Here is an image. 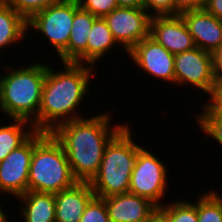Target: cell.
<instances>
[{
    "mask_svg": "<svg viewBox=\"0 0 222 222\" xmlns=\"http://www.w3.org/2000/svg\"><path fill=\"white\" fill-rule=\"evenodd\" d=\"M62 64L64 70L59 71L47 64L38 111L40 132L52 133L63 123L83 118L76 110L90 90L91 78L95 76L94 66L74 62Z\"/></svg>",
    "mask_w": 222,
    "mask_h": 222,
    "instance_id": "cell-2",
    "label": "cell"
},
{
    "mask_svg": "<svg viewBox=\"0 0 222 222\" xmlns=\"http://www.w3.org/2000/svg\"><path fill=\"white\" fill-rule=\"evenodd\" d=\"M208 102L201 104L203 111L197 116H222V83L216 84L209 94ZM210 102V103H209Z\"/></svg>",
    "mask_w": 222,
    "mask_h": 222,
    "instance_id": "cell-27",
    "label": "cell"
},
{
    "mask_svg": "<svg viewBox=\"0 0 222 222\" xmlns=\"http://www.w3.org/2000/svg\"><path fill=\"white\" fill-rule=\"evenodd\" d=\"M180 16L190 32L195 46L214 53L222 44V20L218 19L204 8L187 11Z\"/></svg>",
    "mask_w": 222,
    "mask_h": 222,
    "instance_id": "cell-13",
    "label": "cell"
},
{
    "mask_svg": "<svg viewBox=\"0 0 222 222\" xmlns=\"http://www.w3.org/2000/svg\"><path fill=\"white\" fill-rule=\"evenodd\" d=\"M133 63L144 72L161 81L174 84V54L157 43L150 36L137 43L127 53Z\"/></svg>",
    "mask_w": 222,
    "mask_h": 222,
    "instance_id": "cell-11",
    "label": "cell"
},
{
    "mask_svg": "<svg viewBox=\"0 0 222 222\" xmlns=\"http://www.w3.org/2000/svg\"><path fill=\"white\" fill-rule=\"evenodd\" d=\"M3 207L0 205V222H9L8 221V214H6V212L3 211L2 209Z\"/></svg>",
    "mask_w": 222,
    "mask_h": 222,
    "instance_id": "cell-34",
    "label": "cell"
},
{
    "mask_svg": "<svg viewBox=\"0 0 222 222\" xmlns=\"http://www.w3.org/2000/svg\"><path fill=\"white\" fill-rule=\"evenodd\" d=\"M174 16L187 11L199 10L204 8L205 0H173Z\"/></svg>",
    "mask_w": 222,
    "mask_h": 222,
    "instance_id": "cell-29",
    "label": "cell"
},
{
    "mask_svg": "<svg viewBox=\"0 0 222 222\" xmlns=\"http://www.w3.org/2000/svg\"><path fill=\"white\" fill-rule=\"evenodd\" d=\"M79 8L77 0H60L33 14L27 20V30L44 35L59 56L68 46L74 13Z\"/></svg>",
    "mask_w": 222,
    "mask_h": 222,
    "instance_id": "cell-6",
    "label": "cell"
},
{
    "mask_svg": "<svg viewBox=\"0 0 222 222\" xmlns=\"http://www.w3.org/2000/svg\"><path fill=\"white\" fill-rule=\"evenodd\" d=\"M103 18L126 53L149 36L151 16L143 7H117Z\"/></svg>",
    "mask_w": 222,
    "mask_h": 222,
    "instance_id": "cell-9",
    "label": "cell"
},
{
    "mask_svg": "<svg viewBox=\"0 0 222 222\" xmlns=\"http://www.w3.org/2000/svg\"><path fill=\"white\" fill-rule=\"evenodd\" d=\"M34 147L35 131L0 162V192L18 198L28 191L29 168Z\"/></svg>",
    "mask_w": 222,
    "mask_h": 222,
    "instance_id": "cell-10",
    "label": "cell"
},
{
    "mask_svg": "<svg viewBox=\"0 0 222 222\" xmlns=\"http://www.w3.org/2000/svg\"><path fill=\"white\" fill-rule=\"evenodd\" d=\"M118 7L142 8L143 0H116Z\"/></svg>",
    "mask_w": 222,
    "mask_h": 222,
    "instance_id": "cell-32",
    "label": "cell"
},
{
    "mask_svg": "<svg viewBox=\"0 0 222 222\" xmlns=\"http://www.w3.org/2000/svg\"><path fill=\"white\" fill-rule=\"evenodd\" d=\"M196 123L206 135L222 145V116H196Z\"/></svg>",
    "mask_w": 222,
    "mask_h": 222,
    "instance_id": "cell-25",
    "label": "cell"
},
{
    "mask_svg": "<svg viewBox=\"0 0 222 222\" xmlns=\"http://www.w3.org/2000/svg\"><path fill=\"white\" fill-rule=\"evenodd\" d=\"M16 199L21 201L20 210L24 222H55L54 193L27 191Z\"/></svg>",
    "mask_w": 222,
    "mask_h": 222,
    "instance_id": "cell-17",
    "label": "cell"
},
{
    "mask_svg": "<svg viewBox=\"0 0 222 222\" xmlns=\"http://www.w3.org/2000/svg\"><path fill=\"white\" fill-rule=\"evenodd\" d=\"M204 9L222 20V0H205Z\"/></svg>",
    "mask_w": 222,
    "mask_h": 222,
    "instance_id": "cell-31",
    "label": "cell"
},
{
    "mask_svg": "<svg viewBox=\"0 0 222 222\" xmlns=\"http://www.w3.org/2000/svg\"><path fill=\"white\" fill-rule=\"evenodd\" d=\"M172 203L158 208L168 222H198L197 202L189 203L181 199Z\"/></svg>",
    "mask_w": 222,
    "mask_h": 222,
    "instance_id": "cell-22",
    "label": "cell"
},
{
    "mask_svg": "<svg viewBox=\"0 0 222 222\" xmlns=\"http://www.w3.org/2000/svg\"><path fill=\"white\" fill-rule=\"evenodd\" d=\"M167 173L166 165L154 153L140 147L130 178L129 193L144 197L158 208L161 207L164 202L160 200L164 199L168 188Z\"/></svg>",
    "mask_w": 222,
    "mask_h": 222,
    "instance_id": "cell-7",
    "label": "cell"
},
{
    "mask_svg": "<svg viewBox=\"0 0 222 222\" xmlns=\"http://www.w3.org/2000/svg\"><path fill=\"white\" fill-rule=\"evenodd\" d=\"M174 74V84H191L204 94L209 95L216 85L213 55L198 47L174 55Z\"/></svg>",
    "mask_w": 222,
    "mask_h": 222,
    "instance_id": "cell-8",
    "label": "cell"
},
{
    "mask_svg": "<svg viewBox=\"0 0 222 222\" xmlns=\"http://www.w3.org/2000/svg\"><path fill=\"white\" fill-rule=\"evenodd\" d=\"M103 199L111 222H148L158 211L150 200L129 192Z\"/></svg>",
    "mask_w": 222,
    "mask_h": 222,
    "instance_id": "cell-14",
    "label": "cell"
},
{
    "mask_svg": "<svg viewBox=\"0 0 222 222\" xmlns=\"http://www.w3.org/2000/svg\"><path fill=\"white\" fill-rule=\"evenodd\" d=\"M19 14L28 20L33 14L41 11L60 0H4Z\"/></svg>",
    "mask_w": 222,
    "mask_h": 222,
    "instance_id": "cell-23",
    "label": "cell"
},
{
    "mask_svg": "<svg viewBox=\"0 0 222 222\" xmlns=\"http://www.w3.org/2000/svg\"><path fill=\"white\" fill-rule=\"evenodd\" d=\"M149 36L174 55L196 47L180 15L151 17Z\"/></svg>",
    "mask_w": 222,
    "mask_h": 222,
    "instance_id": "cell-12",
    "label": "cell"
},
{
    "mask_svg": "<svg viewBox=\"0 0 222 222\" xmlns=\"http://www.w3.org/2000/svg\"><path fill=\"white\" fill-rule=\"evenodd\" d=\"M11 67L7 66L8 73L0 75V109L10 119L30 121L38 131V111L47 64L33 63L14 68L15 71Z\"/></svg>",
    "mask_w": 222,
    "mask_h": 222,
    "instance_id": "cell-3",
    "label": "cell"
},
{
    "mask_svg": "<svg viewBox=\"0 0 222 222\" xmlns=\"http://www.w3.org/2000/svg\"><path fill=\"white\" fill-rule=\"evenodd\" d=\"M8 125H0V162L14 149L22 145L35 131L33 124L24 119H11ZM13 123V124H12ZM29 127V132L27 129Z\"/></svg>",
    "mask_w": 222,
    "mask_h": 222,
    "instance_id": "cell-20",
    "label": "cell"
},
{
    "mask_svg": "<svg viewBox=\"0 0 222 222\" xmlns=\"http://www.w3.org/2000/svg\"><path fill=\"white\" fill-rule=\"evenodd\" d=\"M27 33V20L4 0H0V51L24 41Z\"/></svg>",
    "mask_w": 222,
    "mask_h": 222,
    "instance_id": "cell-18",
    "label": "cell"
},
{
    "mask_svg": "<svg viewBox=\"0 0 222 222\" xmlns=\"http://www.w3.org/2000/svg\"><path fill=\"white\" fill-rule=\"evenodd\" d=\"M111 117L105 112L79 118L61 124L52 132L63 146L77 181L92 180L99 171L106 145L127 124L112 125Z\"/></svg>",
    "mask_w": 222,
    "mask_h": 222,
    "instance_id": "cell-1",
    "label": "cell"
},
{
    "mask_svg": "<svg viewBox=\"0 0 222 222\" xmlns=\"http://www.w3.org/2000/svg\"><path fill=\"white\" fill-rule=\"evenodd\" d=\"M55 196V222H79L88 203L95 197L89 182H76Z\"/></svg>",
    "mask_w": 222,
    "mask_h": 222,
    "instance_id": "cell-15",
    "label": "cell"
},
{
    "mask_svg": "<svg viewBox=\"0 0 222 222\" xmlns=\"http://www.w3.org/2000/svg\"><path fill=\"white\" fill-rule=\"evenodd\" d=\"M143 8L151 17L174 16L173 0H143Z\"/></svg>",
    "mask_w": 222,
    "mask_h": 222,
    "instance_id": "cell-28",
    "label": "cell"
},
{
    "mask_svg": "<svg viewBox=\"0 0 222 222\" xmlns=\"http://www.w3.org/2000/svg\"><path fill=\"white\" fill-rule=\"evenodd\" d=\"M197 199L198 222H222V195L211 190Z\"/></svg>",
    "mask_w": 222,
    "mask_h": 222,
    "instance_id": "cell-21",
    "label": "cell"
},
{
    "mask_svg": "<svg viewBox=\"0 0 222 222\" xmlns=\"http://www.w3.org/2000/svg\"><path fill=\"white\" fill-rule=\"evenodd\" d=\"M98 17L79 8L74 13L67 48L58 56L59 61L87 64V42L93 22Z\"/></svg>",
    "mask_w": 222,
    "mask_h": 222,
    "instance_id": "cell-16",
    "label": "cell"
},
{
    "mask_svg": "<svg viewBox=\"0 0 222 222\" xmlns=\"http://www.w3.org/2000/svg\"><path fill=\"white\" fill-rule=\"evenodd\" d=\"M79 222H111L104 199L95 196L88 203Z\"/></svg>",
    "mask_w": 222,
    "mask_h": 222,
    "instance_id": "cell-24",
    "label": "cell"
},
{
    "mask_svg": "<svg viewBox=\"0 0 222 222\" xmlns=\"http://www.w3.org/2000/svg\"><path fill=\"white\" fill-rule=\"evenodd\" d=\"M212 55L214 79L216 84L222 83V44Z\"/></svg>",
    "mask_w": 222,
    "mask_h": 222,
    "instance_id": "cell-30",
    "label": "cell"
},
{
    "mask_svg": "<svg viewBox=\"0 0 222 222\" xmlns=\"http://www.w3.org/2000/svg\"><path fill=\"white\" fill-rule=\"evenodd\" d=\"M78 182L61 143L52 133L35 130L28 178V191L57 193Z\"/></svg>",
    "mask_w": 222,
    "mask_h": 222,
    "instance_id": "cell-5",
    "label": "cell"
},
{
    "mask_svg": "<svg viewBox=\"0 0 222 222\" xmlns=\"http://www.w3.org/2000/svg\"><path fill=\"white\" fill-rule=\"evenodd\" d=\"M119 46L114 39L103 17H98L92 25L87 42V64L94 66L99 63L108 52ZM114 47V48H113Z\"/></svg>",
    "mask_w": 222,
    "mask_h": 222,
    "instance_id": "cell-19",
    "label": "cell"
},
{
    "mask_svg": "<svg viewBox=\"0 0 222 222\" xmlns=\"http://www.w3.org/2000/svg\"><path fill=\"white\" fill-rule=\"evenodd\" d=\"M148 222H168L166 218L159 212L157 211Z\"/></svg>",
    "mask_w": 222,
    "mask_h": 222,
    "instance_id": "cell-33",
    "label": "cell"
},
{
    "mask_svg": "<svg viewBox=\"0 0 222 222\" xmlns=\"http://www.w3.org/2000/svg\"><path fill=\"white\" fill-rule=\"evenodd\" d=\"M79 7L96 17H104L118 7L116 0H77Z\"/></svg>",
    "mask_w": 222,
    "mask_h": 222,
    "instance_id": "cell-26",
    "label": "cell"
},
{
    "mask_svg": "<svg viewBox=\"0 0 222 222\" xmlns=\"http://www.w3.org/2000/svg\"><path fill=\"white\" fill-rule=\"evenodd\" d=\"M127 123L106 145L99 171L89 182L96 197L106 198L129 192L130 178L138 149Z\"/></svg>",
    "mask_w": 222,
    "mask_h": 222,
    "instance_id": "cell-4",
    "label": "cell"
}]
</instances>
